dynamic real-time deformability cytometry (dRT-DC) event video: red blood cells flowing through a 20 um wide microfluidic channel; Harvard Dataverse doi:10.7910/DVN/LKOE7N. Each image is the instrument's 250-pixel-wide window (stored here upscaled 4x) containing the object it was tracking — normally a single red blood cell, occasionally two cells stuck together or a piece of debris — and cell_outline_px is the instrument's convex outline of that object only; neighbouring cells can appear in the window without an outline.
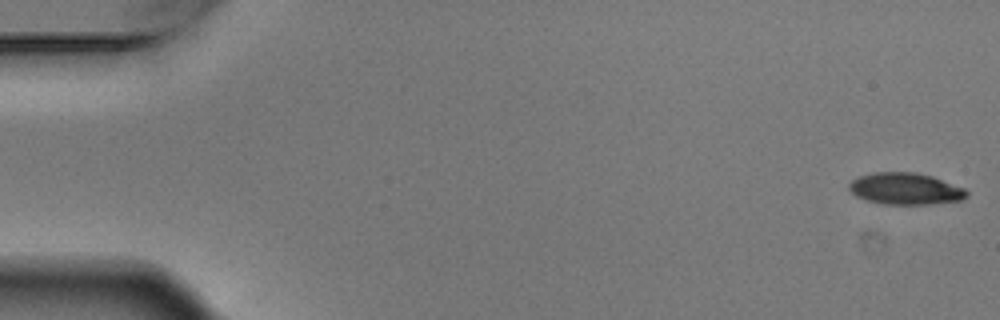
{"species": "Egyptian fruit bat (a non-hibernating species)", "species_latin": "Rousettus aegyptiacus", "temperature_condition": "warm", "stored_images_in_passage": 5, "camera_frame_rate_fps": 3000, "um_per_image_px": 0.085, "animal": {"sex": "male"}, "frame": {"image": 1, "passage_image": 1, "time_ms": 0.0, "image_size_px": [1000, 320], "cell_outline_px": [[968, 196], [964, 200], [928, 204], [880, 204], [856, 196], [848, 188], [848, 184], [852, 180], [860, 176], [872, 172], [916, 172], [932, 176], [964, 188], [968, 192]], "centroid_in_image_um": [76.97, 16.04], "position_along_channel_um": 8.0, "area_um2": 21.79}}
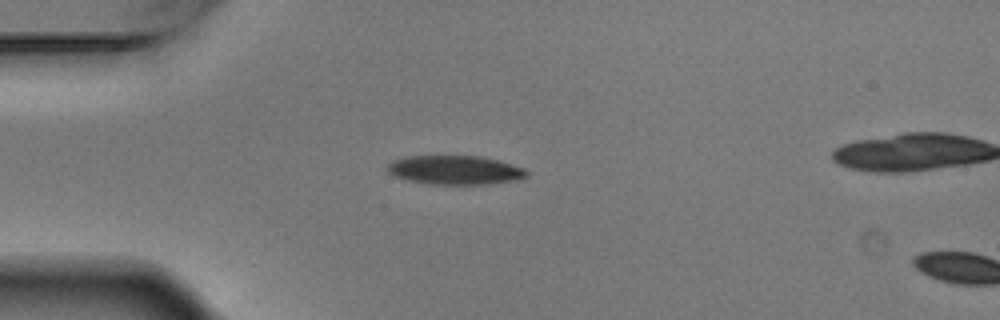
{"frame": {"image": 2, "passage_image": 4, "time_ms": 1.0, "image_size_px": [1000, 320], "cell_outline_px": [[528, 176], [516, 180], [488, 184], [428, 184], [408, 180], [392, 176], [384, 168], [392, 160], [404, 156], [480, 156], [500, 160], [524, 168], [528, 172]], "centroid_in_image_um": [38.64, 14.45], "position_along_channel_um": 46.4, "area_um2": 23.81}}